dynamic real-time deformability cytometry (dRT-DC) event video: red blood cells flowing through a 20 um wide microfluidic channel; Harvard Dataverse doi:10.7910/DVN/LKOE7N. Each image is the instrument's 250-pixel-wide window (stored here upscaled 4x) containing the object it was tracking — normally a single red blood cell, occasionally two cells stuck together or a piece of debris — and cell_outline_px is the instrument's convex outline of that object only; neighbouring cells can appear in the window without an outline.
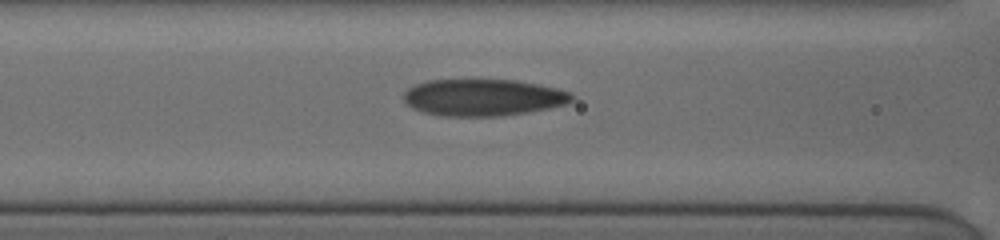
{"species": "human", "species_latin": "Homo sapiens", "temperature_condition": "cold", "stored_images_in_passage": 11, "segment_of_instrument_passage": [1, 2], "camera_frame_rate_fps": 3000, "um_per_image_px": 0.085, "donor": {"sex": "female"}, "frame": {"image": 1, "passage_image": 8, "time_ms": 4.0, "image_size_px": [1000, 240], "cell_outline_px": [[572, 100], [564, 104], [548, 108], [528, 112], [504, 116], [444, 116], [424, 112], [412, 108], [404, 100], [404, 92], [408, 88], [416, 84], [428, 80], [516, 80], [556, 88], [572, 92]], "centroid_in_image_um": [41.05, 8.29], "position_along_channel_um": 125.5, "area_um2": 35.89}}
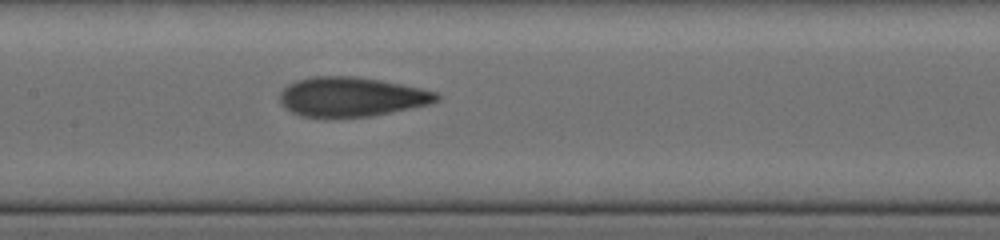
{"frame": {"image": 2, "passage_image": 10, "time_ms": 5.333, "image_size_px": [1000, 240], "cell_outline_px": [[440, 96], [432, 104], [372, 116], [300, 116], [284, 108], [280, 104], [280, 92], [288, 84], [296, 80], [312, 76], [352, 76], [380, 80], [420, 88], [436, 92]], "centroid_in_image_um": [29.85, 8.22], "position_along_channel_um": 177.5, "area_um2": 35.84}}